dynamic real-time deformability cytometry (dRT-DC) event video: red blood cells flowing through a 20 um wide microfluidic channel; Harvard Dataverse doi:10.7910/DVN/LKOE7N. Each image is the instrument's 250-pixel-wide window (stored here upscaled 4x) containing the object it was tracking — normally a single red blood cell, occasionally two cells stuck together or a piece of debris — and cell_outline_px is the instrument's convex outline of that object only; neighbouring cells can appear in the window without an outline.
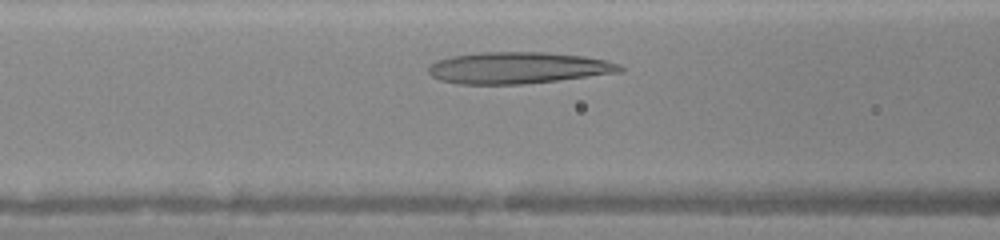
{"species": "human", "species_latin": "Homo sapiens", "temperature_condition": "warm", "stored_images_in_passage": 24, "camera_frame_rate_fps": 3000, "um_per_image_px": 0.085, "donor": {"sex": "female"}, "frame": {"image": 1, "passage_image": 6, "time_ms": 1.667, "image_size_px": [1000, 240], "cell_outline_px": [[624, 72], [556, 80], [520, 84], [460, 84], [440, 80], [432, 76], [428, 72], [428, 68], [436, 60], [452, 56], [480, 52], [544, 52], [584, 56], [604, 60], [620, 64], [624, 68]], "centroid_in_image_um": [44.04, 5.76], "position_along_channel_um": 122.6, "area_um2": 35.14}}
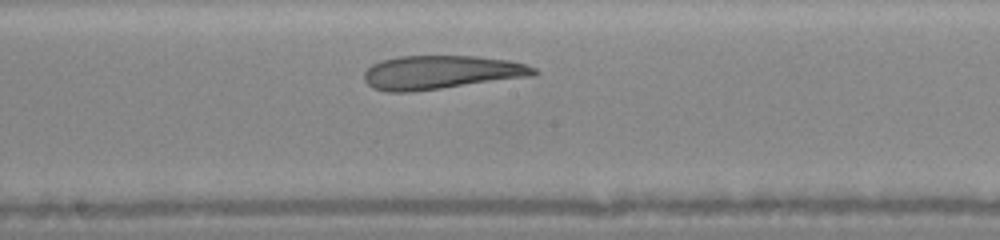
{"frame": {"image": 2, "passage_image": 12, "time_ms": 3.667, "image_size_px": [1000, 240], "cell_outline_px": [[540, 72], [536, 76], [412, 92], [388, 92], [372, 88], [364, 80], [364, 72], [372, 64], [380, 60], [400, 56], [476, 56], [508, 60], [524, 64], [536, 68]], "centroid_in_image_um": [37.51, 6.15], "position_along_channel_um": 210.7, "area_um2": 33.64}}
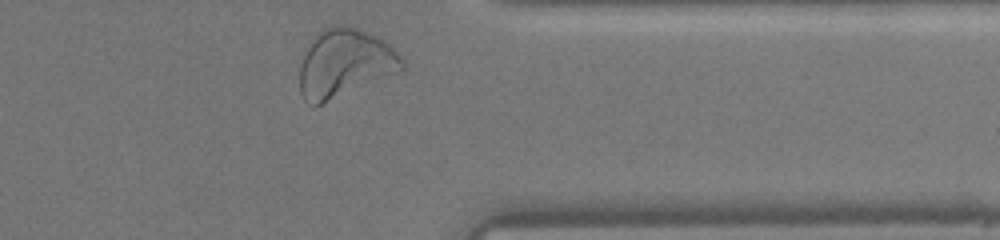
{"frame": {"image": 3, "passage_image": 24, "time_ms": 7.667, "image_size_px": [1000, 240], "cell_outline_px": [[404, 68], [320, 104], [308, 104], [304, 100], [300, 92], [300, 64], [304, 48], [312, 36], [316, 32], [332, 24], [348, 24], [368, 32], [384, 40], [400, 56], [404, 64]], "centroid_in_image_um": [29.21, 5.3], "position_along_channel_um": 382.2, "area_um2": 40.4}}